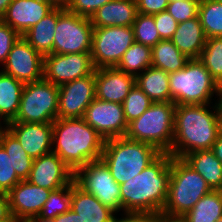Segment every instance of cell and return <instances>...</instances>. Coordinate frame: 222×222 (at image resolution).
<instances>
[{"mask_svg":"<svg viewBox=\"0 0 222 222\" xmlns=\"http://www.w3.org/2000/svg\"><path fill=\"white\" fill-rule=\"evenodd\" d=\"M198 17L206 38L222 37V3L200 0Z\"/></svg>","mask_w":222,"mask_h":222,"instance_id":"32","label":"cell"},{"mask_svg":"<svg viewBox=\"0 0 222 222\" xmlns=\"http://www.w3.org/2000/svg\"><path fill=\"white\" fill-rule=\"evenodd\" d=\"M169 0H136L137 13L154 15L165 11Z\"/></svg>","mask_w":222,"mask_h":222,"instance_id":"42","label":"cell"},{"mask_svg":"<svg viewBox=\"0 0 222 222\" xmlns=\"http://www.w3.org/2000/svg\"><path fill=\"white\" fill-rule=\"evenodd\" d=\"M51 190L21 180L8 193L11 214L15 222L38 217Z\"/></svg>","mask_w":222,"mask_h":222,"instance_id":"16","label":"cell"},{"mask_svg":"<svg viewBox=\"0 0 222 222\" xmlns=\"http://www.w3.org/2000/svg\"><path fill=\"white\" fill-rule=\"evenodd\" d=\"M169 153H161L143 171L120 184L123 212H146L161 215L168 195Z\"/></svg>","mask_w":222,"mask_h":222,"instance_id":"2","label":"cell"},{"mask_svg":"<svg viewBox=\"0 0 222 222\" xmlns=\"http://www.w3.org/2000/svg\"><path fill=\"white\" fill-rule=\"evenodd\" d=\"M7 129L17 138L32 159L39 158L52 151L53 122H10Z\"/></svg>","mask_w":222,"mask_h":222,"instance_id":"19","label":"cell"},{"mask_svg":"<svg viewBox=\"0 0 222 222\" xmlns=\"http://www.w3.org/2000/svg\"><path fill=\"white\" fill-rule=\"evenodd\" d=\"M134 42L132 26L93 28L91 58L94 68L116 67Z\"/></svg>","mask_w":222,"mask_h":222,"instance_id":"11","label":"cell"},{"mask_svg":"<svg viewBox=\"0 0 222 222\" xmlns=\"http://www.w3.org/2000/svg\"><path fill=\"white\" fill-rule=\"evenodd\" d=\"M9 157L17 176L21 180H27L32 168L33 159L23 149L17 138L7 129L1 139L0 144Z\"/></svg>","mask_w":222,"mask_h":222,"instance_id":"31","label":"cell"},{"mask_svg":"<svg viewBox=\"0 0 222 222\" xmlns=\"http://www.w3.org/2000/svg\"><path fill=\"white\" fill-rule=\"evenodd\" d=\"M153 16L160 38L170 40L179 23L166 10Z\"/></svg>","mask_w":222,"mask_h":222,"instance_id":"41","label":"cell"},{"mask_svg":"<svg viewBox=\"0 0 222 222\" xmlns=\"http://www.w3.org/2000/svg\"><path fill=\"white\" fill-rule=\"evenodd\" d=\"M55 7L50 0H12L1 20L23 36Z\"/></svg>","mask_w":222,"mask_h":222,"instance_id":"18","label":"cell"},{"mask_svg":"<svg viewBox=\"0 0 222 222\" xmlns=\"http://www.w3.org/2000/svg\"><path fill=\"white\" fill-rule=\"evenodd\" d=\"M152 104L153 101L135 85L122 102L127 123L140 117Z\"/></svg>","mask_w":222,"mask_h":222,"instance_id":"36","label":"cell"},{"mask_svg":"<svg viewBox=\"0 0 222 222\" xmlns=\"http://www.w3.org/2000/svg\"><path fill=\"white\" fill-rule=\"evenodd\" d=\"M208 183L212 190L222 187V163L211 150L193 151L182 158Z\"/></svg>","mask_w":222,"mask_h":222,"instance_id":"24","label":"cell"},{"mask_svg":"<svg viewBox=\"0 0 222 222\" xmlns=\"http://www.w3.org/2000/svg\"><path fill=\"white\" fill-rule=\"evenodd\" d=\"M58 87V118H83L86 108L96 98L95 71Z\"/></svg>","mask_w":222,"mask_h":222,"instance_id":"15","label":"cell"},{"mask_svg":"<svg viewBox=\"0 0 222 222\" xmlns=\"http://www.w3.org/2000/svg\"><path fill=\"white\" fill-rule=\"evenodd\" d=\"M160 154L150 144L119 137L105 140L101 159L120 185L141 173Z\"/></svg>","mask_w":222,"mask_h":222,"instance_id":"6","label":"cell"},{"mask_svg":"<svg viewBox=\"0 0 222 222\" xmlns=\"http://www.w3.org/2000/svg\"><path fill=\"white\" fill-rule=\"evenodd\" d=\"M0 222H15L11 214L8 196L0 192Z\"/></svg>","mask_w":222,"mask_h":222,"instance_id":"44","label":"cell"},{"mask_svg":"<svg viewBox=\"0 0 222 222\" xmlns=\"http://www.w3.org/2000/svg\"><path fill=\"white\" fill-rule=\"evenodd\" d=\"M210 191L212 189L200 174L182 158L172 157L168 195L161 215L181 218Z\"/></svg>","mask_w":222,"mask_h":222,"instance_id":"4","label":"cell"},{"mask_svg":"<svg viewBox=\"0 0 222 222\" xmlns=\"http://www.w3.org/2000/svg\"><path fill=\"white\" fill-rule=\"evenodd\" d=\"M95 71L91 53L44 56L43 78L57 86L84 78Z\"/></svg>","mask_w":222,"mask_h":222,"instance_id":"12","label":"cell"},{"mask_svg":"<svg viewBox=\"0 0 222 222\" xmlns=\"http://www.w3.org/2000/svg\"><path fill=\"white\" fill-rule=\"evenodd\" d=\"M153 222H182L181 218H170L163 215H158Z\"/></svg>","mask_w":222,"mask_h":222,"instance_id":"47","label":"cell"},{"mask_svg":"<svg viewBox=\"0 0 222 222\" xmlns=\"http://www.w3.org/2000/svg\"><path fill=\"white\" fill-rule=\"evenodd\" d=\"M217 108L219 114V121H220V133H222V94L217 101Z\"/></svg>","mask_w":222,"mask_h":222,"instance_id":"49","label":"cell"},{"mask_svg":"<svg viewBox=\"0 0 222 222\" xmlns=\"http://www.w3.org/2000/svg\"><path fill=\"white\" fill-rule=\"evenodd\" d=\"M220 134L217 104L176 105L174 137L169 154L183 158L198 150H211Z\"/></svg>","mask_w":222,"mask_h":222,"instance_id":"1","label":"cell"},{"mask_svg":"<svg viewBox=\"0 0 222 222\" xmlns=\"http://www.w3.org/2000/svg\"><path fill=\"white\" fill-rule=\"evenodd\" d=\"M216 222H222V217L219 218Z\"/></svg>","mask_w":222,"mask_h":222,"instance_id":"53","label":"cell"},{"mask_svg":"<svg viewBox=\"0 0 222 222\" xmlns=\"http://www.w3.org/2000/svg\"><path fill=\"white\" fill-rule=\"evenodd\" d=\"M57 21L58 6L22 36L43 57L48 54H53Z\"/></svg>","mask_w":222,"mask_h":222,"instance_id":"25","label":"cell"},{"mask_svg":"<svg viewBox=\"0 0 222 222\" xmlns=\"http://www.w3.org/2000/svg\"><path fill=\"white\" fill-rule=\"evenodd\" d=\"M76 184L85 192L94 195L103 205L116 213H122L120 185L111 175L109 167L102 160L88 162L74 173Z\"/></svg>","mask_w":222,"mask_h":222,"instance_id":"10","label":"cell"},{"mask_svg":"<svg viewBox=\"0 0 222 222\" xmlns=\"http://www.w3.org/2000/svg\"><path fill=\"white\" fill-rule=\"evenodd\" d=\"M96 98L107 102L120 103L135 86V76L116 67L95 69Z\"/></svg>","mask_w":222,"mask_h":222,"instance_id":"20","label":"cell"},{"mask_svg":"<svg viewBox=\"0 0 222 222\" xmlns=\"http://www.w3.org/2000/svg\"><path fill=\"white\" fill-rule=\"evenodd\" d=\"M24 85L0 70V119L7 124L15 120Z\"/></svg>","mask_w":222,"mask_h":222,"instance_id":"27","label":"cell"},{"mask_svg":"<svg viewBox=\"0 0 222 222\" xmlns=\"http://www.w3.org/2000/svg\"><path fill=\"white\" fill-rule=\"evenodd\" d=\"M210 72L216 82L222 84V37L207 38L197 58Z\"/></svg>","mask_w":222,"mask_h":222,"instance_id":"33","label":"cell"},{"mask_svg":"<svg viewBox=\"0 0 222 222\" xmlns=\"http://www.w3.org/2000/svg\"><path fill=\"white\" fill-rule=\"evenodd\" d=\"M52 1L56 6H66L70 0H50Z\"/></svg>","mask_w":222,"mask_h":222,"instance_id":"51","label":"cell"},{"mask_svg":"<svg viewBox=\"0 0 222 222\" xmlns=\"http://www.w3.org/2000/svg\"><path fill=\"white\" fill-rule=\"evenodd\" d=\"M30 183L42 188L55 191L74 180V172L54 152L33 159Z\"/></svg>","mask_w":222,"mask_h":222,"instance_id":"17","label":"cell"},{"mask_svg":"<svg viewBox=\"0 0 222 222\" xmlns=\"http://www.w3.org/2000/svg\"><path fill=\"white\" fill-rule=\"evenodd\" d=\"M189 60L171 40H161L152 48V66L169 74L184 68Z\"/></svg>","mask_w":222,"mask_h":222,"instance_id":"29","label":"cell"},{"mask_svg":"<svg viewBox=\"0 0 222 222\" xmlns=\"http://www.w3.org/2000/svg\"><path fill=\"white\" fill-rule=\"evenodd\" d=\"M169 85L170 102L175 105L214 104L222 94L220 85L197 59H190L184 68L170 73Z\"/></svg>","mask_w":222,"mask_h":222,"instance_id":"5","label":"cell"},{"mask_svg":"<svg viewBox=\"0 0 222 222\" xmlns=\"http://www.w3.org/2000/svg\"><path fill=\"white\" fill-rule=\"evenodd\" d=\"M93 28L90 18L73 14L65 6H58L53 53H91Z\"/></svg>","mask_w":222,"mask_h":222,"instance_id":"9","label":"cell"},{"mask_svg":"<svg viewBox=\"0 0 222 222\" xmlns=\"http://www.w3.org/2000/svg\"><path fill=\"white\" fill-rule=\"evenodd\" d=\"M7 123L3 120L0 119V144H1V139L3 133L7 130Z\"/></svg>","mask_w":222,"mask_h":222,"instance_id":"50","label":"cell"},{"mask_svg":"<svg viewBox=\"0 0 222 222\" xmlns=\"http://www.w3.org/2000/svg\"><path fill=\"white\" fill-rule=\"evenodd\" d=\"M222 217V193L212 190L205 194L185 215L182 222H216Z\"/></svg>","mask_w":222,"mask_h":222,"instance_id":"28","label":"cell"},{"mask_svg":"<svg viewBox=\"0 0 222 222\" xmlns=\"http://www.w3.org/2000/svg\"><path fill=\"white\" fill-rule=\"evenodd\" d=\"M137 15L136 0H112L91 16L94 28L132 26Z\"/></svg>","mask_w":222,"mask_h":222,"instance_id":"22","label":"cell"},{"mask_svg":"<svg viewBox=\"0 0 222 222\" xmlns=\"http://www.w3.org/2000/svg\"><path fill=\"white\" fill-rule=\"evenodd\" d=\"M71 206V183L58 190L51 191L39 214L40 219L52 220L67 212Z\"/></svg>","mask_w":222,"mask_h":222,"instance_id":"34","label":"cell"},{"mask_svg":"<svg viewBox=\"0 0 222 222\" xmlns=\"http://www.w3.org/2000/svg\"><path fill=\"white\" fill-rule=\"evenodd\" d=\"M11 2H12V0H0V19L6 13V10Z\"/></svg>","mask_w":222,"mask_h":222,"instance_id":"48","label":"cell"},{"mask_svg":"<svg viewBox=\"0 0 222 222\" xmlns=\"http://www.w3.org/2000/svg\"><path fill=\"white\" fill-rule=\"evenodd\" d=\"M150 66H152V48L134 42L123 54L116 68L136 77Z\"/></svg>","mask_w":222,"mask_h":222,"instance_id":"30","label":"cell"},{"mask_svg":"<svg viewBox=\"0 0 222 222\" xmlns=\"http://www.w3.org/2000/svg\"><path fill=\"white\" fill-rule=\"evenodd\" d=\"M111 1L112 0H70L65 7L73 14L91 18L101 6Z\"/></svg>","mask_w":222,"mask_h":222,"instance_id":"39","label":"cell"},{"mask_svg":"<svg viewBox=\"0 0 222 222\" xmlns=\"http://www.w3.org/2000/svg\"><path fill=\"white\" fill-rule=\"evenodd\" d=\"M24 222H53L52 220H44L40 219L39 217H34L28 220H25Z\"/></svg>","mask_w":222,"mask_h":222,"instance_id":"52","label":"cell"},{"mask_svg":"<svg viewBox=\"0 0 222 222\" xmlns=\"http://www.w3.org/2000/svg\"><path fill=\"white\" fill-rule=\"evenodd\" d=\"M59 87L42 80L24 85L15 120L22 123H51L58 118Z\"/></svg>","mask_w":222,"mask_h":222,"instance_id":"8","label":"cell"},{"mask_svg":"<svg viewBox=\"0 0 222 222\" xmlns=\"http://www.w3.org/2000/svg\"><path fill=\"white\" fill-rule=\"evenodd\" d=\"M139 87L153 102H170L169 73L154 66L135 77Z\"/></svg>","mask_w":222,"mask_h":222,"instance_id":"26","label":"cell"},{"mask_svg":"<svg viewBox=\"0 0 222 222\" xmlns=\"http://www.w3.org/2000/svg\"><path fill=\"white\" fill-rule=\"evenodd\" d=\"M53 222H82L80 220L79 214L75 213L72 209L67 212L58 215L56 218L52 219Z\"/></svg>","mask_w":222,"mask_h":222,"instance_id":"45","label":"cell"},{"mask_svg":"<svg viewBox=\"0 0 222 222\" xmlns=\"http://www.w3.org/2000/svg\"><path fill=\"white\" fill-rule=\"evenodd\" d=\"M176 105L173 102H153L137 119L128 124L125 137L154 146L169 153L174 137Z\"/></svg>","mask_w":222,"mask_h":222,"instance_id":"7","label":"cell"},{"mask_svg":"<svg viewBox=\"0 0 222 222\" xmlns=\"http://www.w3.org/2000/svg\"><path fill=\"white\" fill-rule=\"evenodd\" d=\"M105 139L83 118H57L53 122L52 152L75 173L88 162L101 159Z\"/></svg>","mask_w":222,"mask_h":222,"instance_id":"3","label":"cell"},{"mask_svg":"<svg viewBox=\"0 0 222 222\" xmlns=\"http://www.w3.org/2000/svg\"><path fill=\"white\" fill-rule=\"evenodd\" d=\"M116 215L112 222H153L158 216V214L146 212H122V214L116 213Z\"/></svg>","mask_w":222,"mask_h":222,"instance_id":"43","label":"cell"},{"mask_svg":"<svg viewBox=\"0 0 222 222\" xmlns=\"http://www.w3.org/2000/svg\"><path fill=\"white\" fill-rule=\"evenodd\" d=\"M20 37L21 36L13 28L0 19V68L6 61L13 44Z\"/></svg>","mask_w":222,"mask_h":222,"instance_id":"40","label":"cell"},{"mask_svg":"<svg viewBox=\"0 0 222 222\" xmlns=\"http://www.w3.org/2000/svg\"><path fill=\"white\" fill-rule=\"evenodd\" d=\"M21 179L13 168L11 158L0 145V192L7 194Z\"/></svg>","mask_w":222,"mask_h":222,"instance_id":"37","label":"cell"},{"mask_svg":"<svg viewBox=\"0 0 222 222\" xmlns=\"http://www.w3.org/2000/svg\"><path fill=\"white\" fill-rule=\"evenodd\" d=\"M83 119L105 140L125 137L128 123L120 103L95 98L86 108Z\"/></svg>","mask_w":222,"mask_h":222,"instance_id":"14","label":"cell"},{"mask_svg":"<svg viewBox=\"0 0 222 222\" xmlns=\"http://www.w3.org/2000/svg\"><path fill=\"white\" fill-rule=\"evenodd\" d=\"M200 0H178L169 2L166 11L182 23L198 16Z\"/></svg>","mask_w":222,"mask_h":222,"instance_id":"38","label":"cell"},{"mask_svg":"<svg viewBox=\"0 0 222 222\" xmlns=\"http://www.w3.org/2000/svg\"><path fill=\"white\" fill-rule=\"evenodd\" d=\"M82 222H112L116 212L85 192L75 180L71 182V206Z\"/></svg>","mask_w":222,"mask_h":222,"instance_id":"21","label":"cell"},{"mask_svg":"<svg viewBox=\"0 0 222 222\" xmlns=\"http://www.w3.org/2000/svg\"><path fill=\"white\" fill-rule=\"evenodd\" d=\"M0 70L24 84L36 82L43 79L44 57L21 36Z\"/></svg>","mask_w":222,"mask_h":222,"instance_id":"13","label":"cell"},{"mask_svg":"<svg viewBox=\"0 0 222 222\" xmlns=\"http://www.w3.org/2000/svg\"><path fill=\"white\" fill-rule=\"evenodd\" d=\"M211 151L222 163V133H220L212 145Z\"/></svg>","mask_w":222,"mask_h":222,"instance_id":"46","label":"cell"},{"mask_svg":"<svg viewBox=\"0 0 222 222\" xmlns=\"http://www.w3.org/2000/svg\"><path fill=\"white\" fill-rule=\"evenodd\" d=\"M135 42L153 48L162 39L158 33L154 16L137 13L132 25Z\"/></svg>","mask_w":222,"mask_h":222,"instance_id":"35","label":"cell"},{"mask_svg":"<svg viewBox=\"0 0 222 222\" xmlns=\"http://www.w3.org/2000/svg\"><path fill=\"white\" fill-rule=\"evenodd\" d=\"M206 39L203 27L197 16L179 23L170 40L189 59H197L205 46Z\"/></svg>","mask_w":222,"mask_h":222,"instance_id":"23","label":"cell"}]
</instances>
